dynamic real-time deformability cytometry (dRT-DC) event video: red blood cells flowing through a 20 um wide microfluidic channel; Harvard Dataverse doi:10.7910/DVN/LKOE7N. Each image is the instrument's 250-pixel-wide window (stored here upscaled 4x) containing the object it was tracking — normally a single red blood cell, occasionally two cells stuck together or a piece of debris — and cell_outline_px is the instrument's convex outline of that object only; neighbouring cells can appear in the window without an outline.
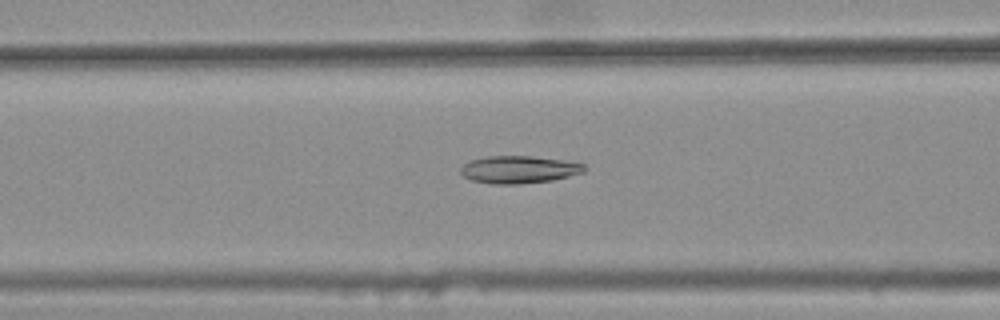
{"species": "common noctule bat (a hibernating species)", "species_latin": "Nyctalus noctula", "temperature_condition": "warm", "stored_images_in_passage": 46, "camera_frame_rate_fps": 3000, "um_per_image_px": 0.085, "animal": {"sex": "female", "body_mass_g": 25.1}, "frame": {"image": 1, "passage_image": 21, "time_ms": 6.667, "image_size_px": [1000, 320], "cell_outline_px": [[588, 168], [584, 172], [552, 180], [516, 184], [492, 184], [472, 180], [464, 176], [460, 172], [460, 168], [468, 160], [488, 156], [532, 156], [560, 160], [584, 164]], "centroid_in_image_um": [44.08, 14.41], "position_along_channel_um": 122.5, "area_um2": 19.71}}
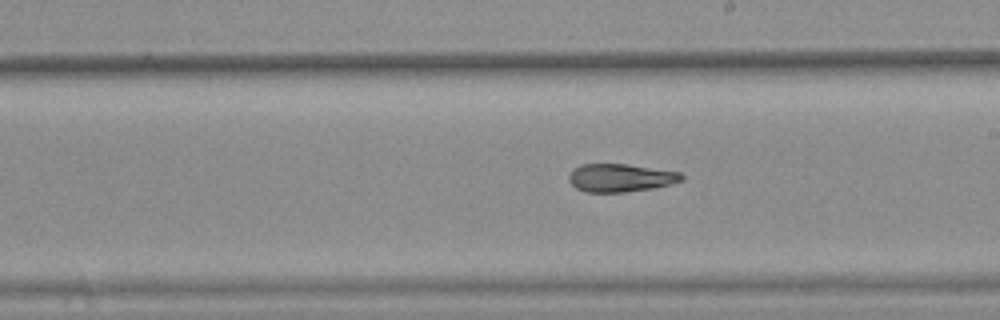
{"frame": {"image": 2, "passage_image": 30, "time_ms": 9.667, "image_size_px": [1000, 320], "cell_outline_px": [[684, 180], [672, 184], [652, 188], [624, 192], [584, 192], [576, 188], [568, 180], [568, 176], [572, 168], [580, 164], [628, 164], [680, 172], [684, 176]], "centroid_in_image_um": [52.73, 15.11], "position_along_channel_um": 236.3, "area_um2": 18.61}}
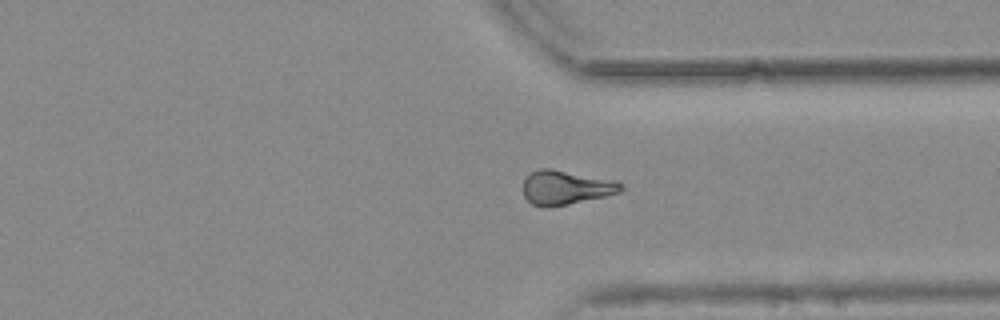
{"frame": {"image": 3, "passage_image": 40, "time_ms": 13.0, "image_size_px": [1000, 320], "cell_outline_px": [[624, 188], [620, 192], [604, 196], [568, 204], [548, 208], [544, 208], [532, 204], [524, 196], [524, 180], [532, 172], [540, 168], [548, 168], [616, 180], [624, 184]], "centroid_in_image_um": [48.11, 15.94], "position_along_channel_um": 363.3, "area_um2": 19.42}, "authors_computed_cell_mechanics": {"area_um2": 19.4497, "velocity_mm_per_s": 3.7969, "shape_relaxation_time_tau1_ms": null, "shape_relaxation_time_tau2_ms": 3.6058, "deformation_change_tau1": null, "deformation_change_tau2": 0.1116}}